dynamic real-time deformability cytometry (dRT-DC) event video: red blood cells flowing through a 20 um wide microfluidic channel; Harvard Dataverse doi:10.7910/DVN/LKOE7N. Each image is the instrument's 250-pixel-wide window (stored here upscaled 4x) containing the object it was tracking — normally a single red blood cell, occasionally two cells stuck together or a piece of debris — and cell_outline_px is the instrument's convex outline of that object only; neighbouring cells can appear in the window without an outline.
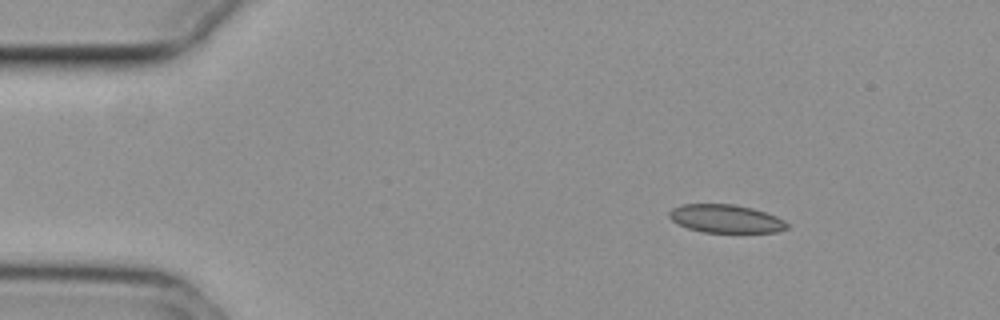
{"species": "common noctule bat (a hibernating species)", "species_latin": "Nyctalus noctula", "temperature_condition": "cold", "stored_images_in_passage": 54, "camera_frame_rate_fps": 3000, "um_per_image_px": 0.085, "animal": {"sex": "female", "body_mass_g": 29.2, "forearm_length_mm": 56.3}, "frame": {"image": 1, "passage_image": 7, "time_ms": 2.0, "image_size_px": [1000, 320], "cell_outline_px": [[788, 228], [776, 232], [704, 232], [688, 228], [672, 220], [668, 216], [668, 212], [672, 208], [680, 204], [736, 204], [752, 208], [776, 216], [784, 220], [788, 224]], "centroid_in_image_um": [61.68, 18.58], "position_along_channel_um": 23.3, "area_um2": 19.31}}
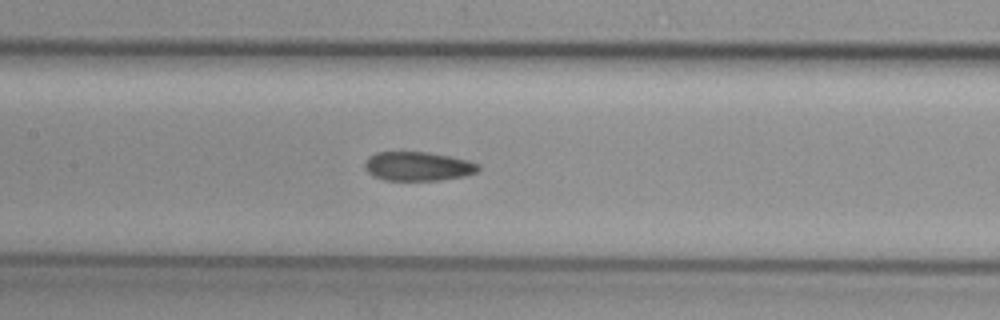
{"frame": {"image": 2, "passage_image": 25, "time_ms": 8.0, "image_size_px": [1000, 320], "cell_outline_px": [[480, 168], [476, 172], [464, 176], [440, 180], [384, 180], [372, 176], [364, 168], [364, 164], [368, 156], [376, 152], [424, 152], [448, 156], [468, 160], [480, 164]], "centroid_in_image_um": [35.49, 14.14], "position_along_channel_um": 171.9, "area_um2": 19.25}}
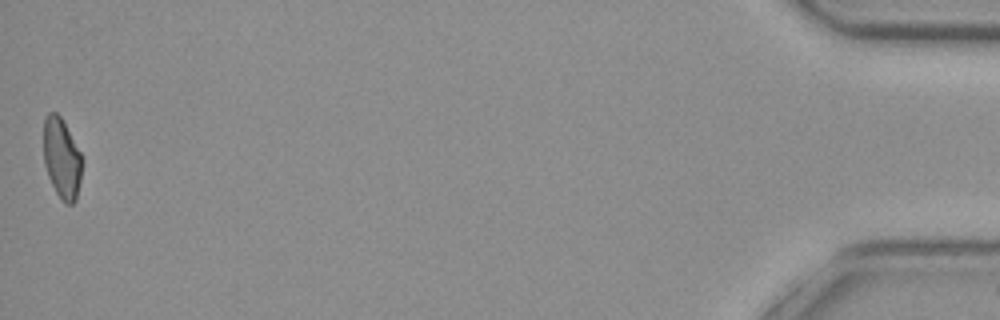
{"frame": {"image": 3, "passage_image": 54, "time_ms": 17.667, "image_size_px": [1000, 320], "cell_outline_px": [[80, 180], [76, 200], [72, 204], [64, 204], [60, 200], [48, 176], [44, 164], [44, 120], [48, 112], [56, 112], [60, 116], [80, 152]], "centroid_in_image_um": [5.22, 13.49], "position_along_channel_um": 430.0, "area_um2": 17.69}, "authors_computed_cell_mechanics": {"area_um2": 19.5075, "velocity_mm_per_s": 3.7302, "shape_relaxation_time_tau1_ms": null, "shape_relaxation_time_tau2_ms": 3.1682, "deformation_change_tau1": null, "deformation_change_tau2": 0.0798}}